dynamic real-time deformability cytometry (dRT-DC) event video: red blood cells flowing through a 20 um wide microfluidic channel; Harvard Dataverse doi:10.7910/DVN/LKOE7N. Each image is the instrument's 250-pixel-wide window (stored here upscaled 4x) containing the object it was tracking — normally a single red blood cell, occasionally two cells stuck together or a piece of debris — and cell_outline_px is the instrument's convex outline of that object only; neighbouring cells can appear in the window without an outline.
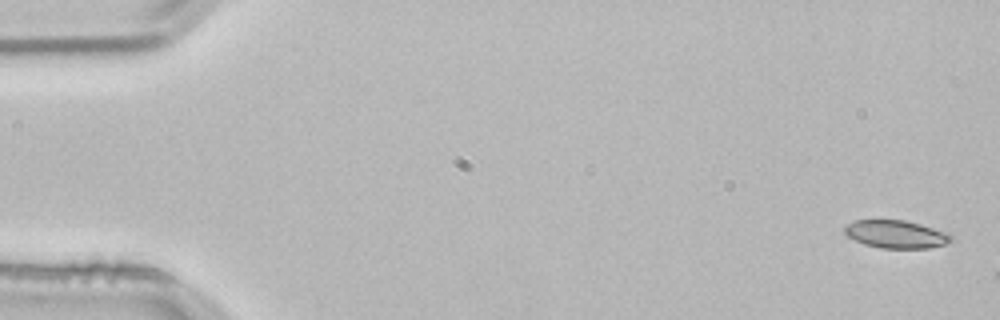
{"species": "common noctule bat (a hibernating species)", "species_latin": "Nyctalus noctula", "temperature_condition": "room temperature", "stored_images_in_passage": 3, "camera_frame_rate_fps": 3000, "um_per_image_px": 0.085, "animal": {"sex": "male", "body_mass_g": 21.5, "forearm_length_mm": 52.0}, "frame": {"image": 1, "passage_image": 1, "time_ms": 0.0, "image_size_px": [1000, 320], "cell_outline_px": [[952, 240], [944, 244], [928, 248], [880, 248], [864, 244], [848, 236], [844, 232], [844, 228], [848, 224], [856, 220], [904, 220], [920, 224], [948, 232], [952, 236]], "centroid_in_image_um": [76.17, 19.91], "position_along_channel_um": 8.8, "area_um2": 17.17}}